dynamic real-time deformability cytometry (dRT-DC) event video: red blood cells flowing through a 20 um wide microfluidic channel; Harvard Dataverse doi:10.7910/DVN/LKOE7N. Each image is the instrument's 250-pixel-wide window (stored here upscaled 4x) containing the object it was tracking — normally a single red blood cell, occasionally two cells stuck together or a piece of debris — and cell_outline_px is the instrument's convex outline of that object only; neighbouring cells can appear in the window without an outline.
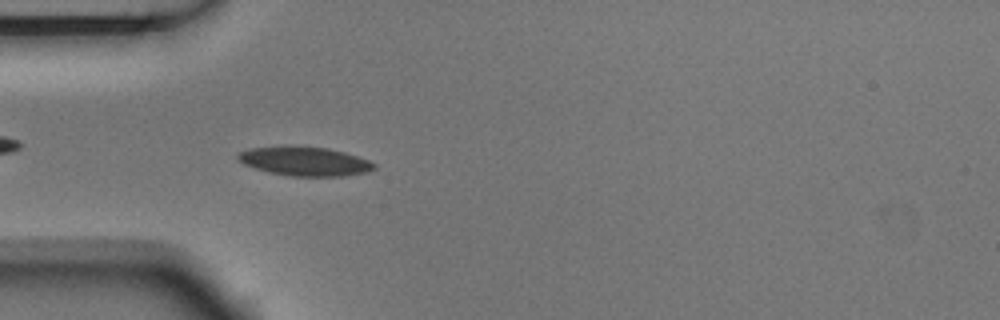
{"species": "Egyptian fruit bat (a non-hibernating species)", "species_latin": "Rousettus aegyptiacus", "temperature_condition": "room temperature", "stored_images_in_passage": 4, "camera_frame_rate_fps": 3000, "um_per_image_px": 0.085, "animal": {"sex": "male"}, "frame": {"image": 1, "passage_image": 4, "time_ms": 1.0, "image_size_px": [1000, 320], "cell_outline_px": [[376, 168], [368, 172], [344, 176], [288, 176], [268, 172], [244, 164], [236, 156], [240, 152], [248, 148], [328, 148], [344, 152], [368, 160], [376, 164]], "centroid_in_image_um": [25.96, 13.75], "position_along_channel_um": 59.0, "area_um2": 22.31}}